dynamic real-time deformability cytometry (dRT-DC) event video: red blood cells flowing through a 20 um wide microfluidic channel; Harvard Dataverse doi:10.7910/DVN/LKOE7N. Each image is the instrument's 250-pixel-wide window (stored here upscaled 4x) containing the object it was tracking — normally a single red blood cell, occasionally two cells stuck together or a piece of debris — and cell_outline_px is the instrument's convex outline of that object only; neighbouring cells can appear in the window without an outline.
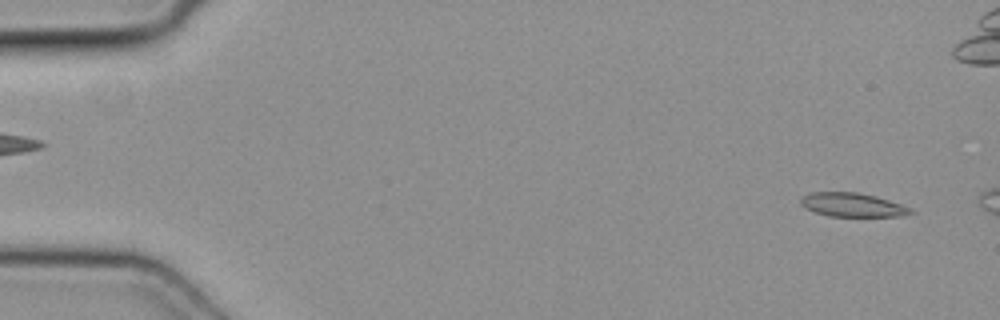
{"species": "common noctule bat (a hibernating species)", "species_latin": "Nyctalus noctula", "temperature_condition": "cold", "stored_images_in_passage": 8, "camera_frame_rate_fps": 3000, "um_per_image_px": 0.085, "animal": {"sex": "female", "body_mass_g": 19.3, "forearm_length_mm": 54.1}, "frame": {"image": 1, "passage_image": 2, "time_ms": 0.333, "image_size_px": [1000, 320], "cell_outline_px": [[916, 212], [904, 216], [828, 216], [804, 208], [800, 204], [800, 196], [808, 192], [856, 192], [876, 196], [912, 208]], "centroid_in_image_um": [72.43, 17.41], "position_along_channel_um": 12.6, "area_um2": 15.43}}